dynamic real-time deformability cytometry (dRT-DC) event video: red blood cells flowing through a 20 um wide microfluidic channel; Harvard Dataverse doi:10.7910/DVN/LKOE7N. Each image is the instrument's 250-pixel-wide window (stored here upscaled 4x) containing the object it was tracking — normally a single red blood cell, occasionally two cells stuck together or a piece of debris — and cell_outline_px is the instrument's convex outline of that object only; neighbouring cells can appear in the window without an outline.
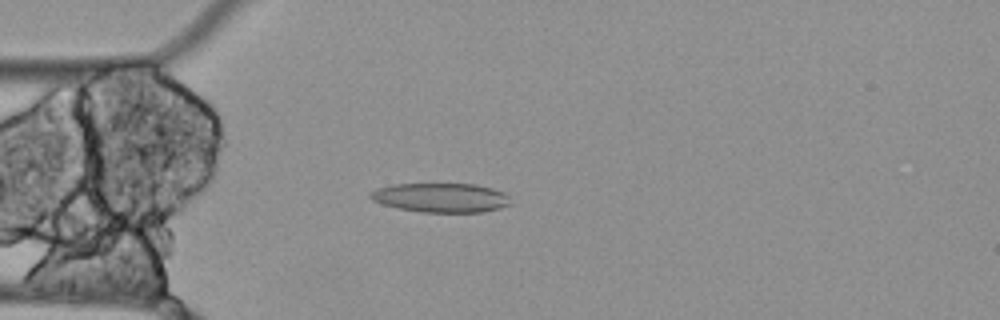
{"species": "Egyptian fruit bat (a non-hibernating species)", "species_latin": "Rousettus aegyptiacus", "temperature_condition": "cold", "stored_images_in_passage": 56, "camera_frame_rate_fps": 3000, "um_per_image_px": 0.085, "animal": {"sex": "female"}, "frame": {"image": 1, "passage_image": 15, "time_ms": 4.667, "image_size_px": [1000, 320], "cell_outline_px": [[512, 204], [500, 208], [484, 212], [420, 212], [400, 208], [384, 204], [372, 200], [368, 196], [368, 192], [376, 188], [392, 184], [476, 184], [492, 188], [504, 192], [508, 196]], "centroid_in_image_um": [37.48, 16.8], "position_along_channel_um": 47.5, "area_um2": 24.04}}
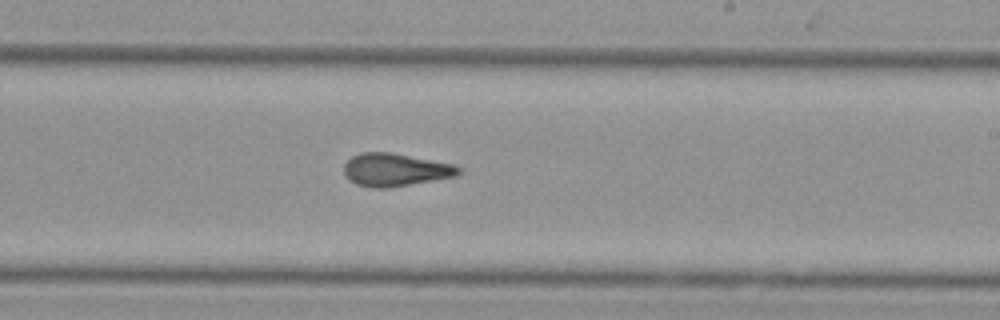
{"frame": {"image": 2, "passage_image": 33, "time_ms": 10.667, "image_size_px": [1000, 320], "cell_outline_px": [[460, 172], [456, 176], [388, 188], [372, 188], [356, 184], [348, 180], [344, 176], [344, 164], [352, 156], [360, 152], [392, 152], [452, 164], [460, 168]], "centroid_in_image_um": [33.54, 14.43], "position_along_channel_um": 255.5, "area_um2": 21.96}}
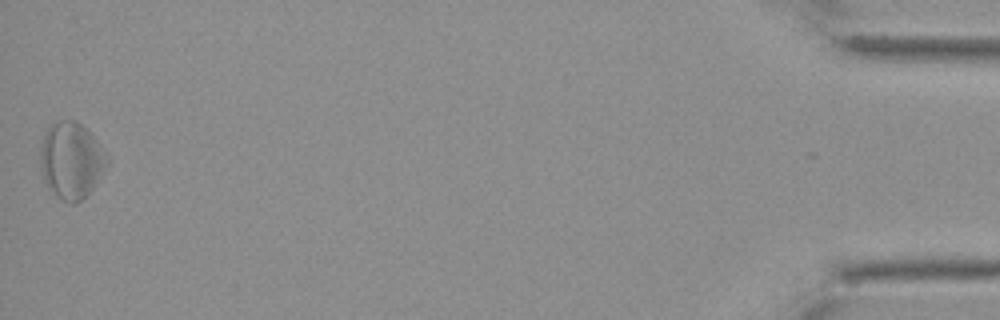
{"frame": {"image": 3, "passage_image": 56, "time_ms": 18.333, "image_size_px": [1000, 320], "cell_outline_px": [[108, 160], [104, 168], [92, 188], [76, 204], [68, 204], [56, 196], [48, 188], [44, 180], [40, 164], [40, 148], [44, 132], [56, 120], [76, 120], [92, 136]], "centroid_in_image_um": [5.98, 13.64], "position_along_channel_um": 429.2, "area_um2": 29.13}, "authors_computed_cell_mechanics": {"area_um2": 23.8136, "velocity_mm_per_s": 3.4879, "shape_relaxation_time_tau1_ms": null, "shape_relaxation_time_tau2_ms": 4.2216, "deformation_change_tau1": null, "deformation_change_tau2": 0.1367}}